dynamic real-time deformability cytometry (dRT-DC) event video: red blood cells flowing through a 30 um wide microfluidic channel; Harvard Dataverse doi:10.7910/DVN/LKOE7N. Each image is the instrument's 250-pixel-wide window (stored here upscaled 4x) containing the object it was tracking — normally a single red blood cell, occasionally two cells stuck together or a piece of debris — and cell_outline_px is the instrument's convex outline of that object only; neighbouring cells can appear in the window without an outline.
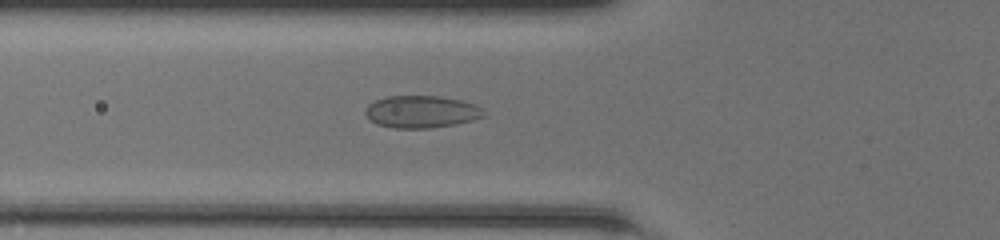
{"species": "common noctule bat (a hibernating species)", "species_latin": "Nyctalus noctula", "temperature_condition": "room temperature", "stored_images_in_passage": 38, "camera_frame_rate_fps": 3000, "um_per_image_px": 0.085, "animal": {"sex": "female", "body_mass_g": 20.0, "forearm_length_mm": 54.0}, "frame": {"image": 1, "passage_image": 8, "time_ms": 2.333, "image_size_px": [1000, 240], "cell_outline_px": [[488, 112], [484, 116], [472, 120], [456, 124], [432, 128], [392, 128], [376, 124], [364, 112], [364, 108], [368, 104], [384, 96], [440, 96], [460, 100], [476, 104], [484, 108]], "centroid_in_image_um": [35.85, 9.49], "position_along_channel_um": 90.0, "area_um2": 22.54}}
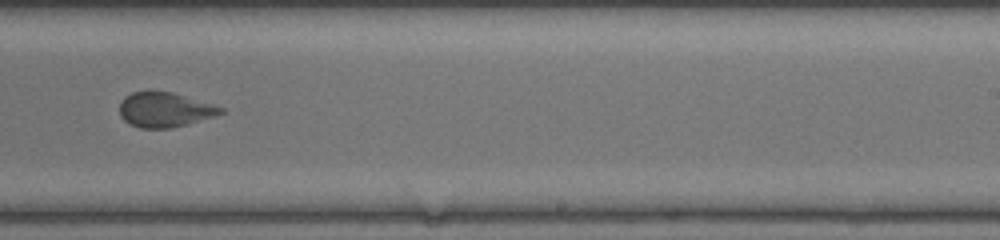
{"frame": {"image": 2, "passage_image": 21, "time_ms": 6.667, "image_size_px": [1000, 240], "cell_outline_px": [[224, 112], [216, 116], [172, 128], [140, 128], [124, 120], [120, 116], [120, 100], [124, 96], [132, 92], [148, 88], [172, 92], [212, 104], [224, 108]], "centroid_in_image_um": [13.96, 9.29], "position_along_channel_um": 275.0, "area_um2": 20.92}}
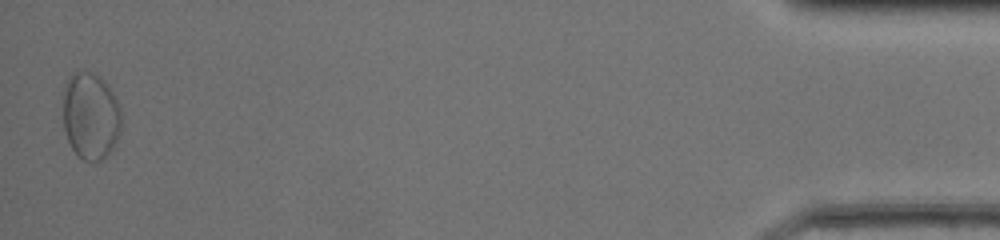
{"frame": {"image": 3, "passage_image": 38, "time_ms": 12.333, "image_size_px": [1000, 240], "cell_outline_px": [[120, 132], [112, 148], [100, 160], [84, 160], [76, 156], [68, 140], [64, 128], [64, 84], [72, 72], [96, 72], [108, 84], [120, 104]], "centroid_in_image_um": [7.7, 9.81], "position_along_channel_um": 427.5, "area_um2": 29.59}}